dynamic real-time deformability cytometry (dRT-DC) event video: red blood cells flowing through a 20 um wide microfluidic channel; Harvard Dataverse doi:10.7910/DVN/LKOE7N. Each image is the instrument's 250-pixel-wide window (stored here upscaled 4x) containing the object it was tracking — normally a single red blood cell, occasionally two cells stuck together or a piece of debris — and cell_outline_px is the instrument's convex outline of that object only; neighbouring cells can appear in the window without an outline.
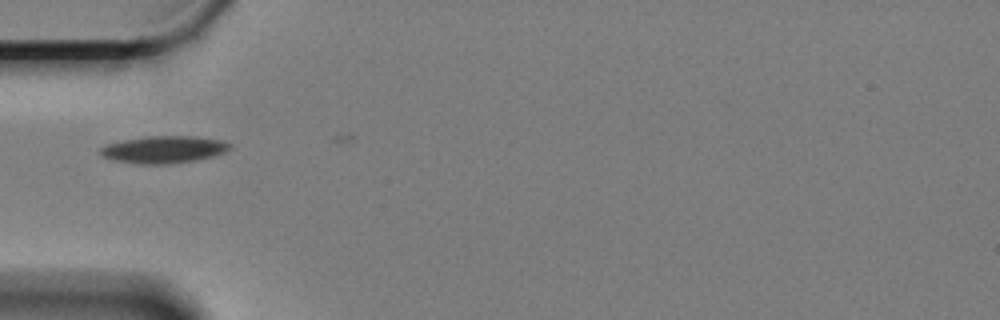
{"species": "Egyptian fruit bat (a non-hibernating species)", "species_latin": "Rousettus aegyptiacus", "temperature_condition": "cold", "stored_images_in_passage": 21, "camera_frame_rate_fps": 3000, "um_per_image_px": 0.085, "animal": {"sex": "female"}, "frame": {"image": 1, "passage_image": 2, "time_ms": 0.333, "image_size_px": [1000, 320], "cell_outline_px": [[232, 144], [224, 152], [212, 156], [196, 160], [164, 164], [140, 164], [112, 160], [100, 156], [100, 148], [104, 144], [144, 136], [196, 136], [224, 140]], "centroid_in_image_um": [13.88, 12.7], "position_along_channel_um": 71.1, "area_um2": 20.63}}
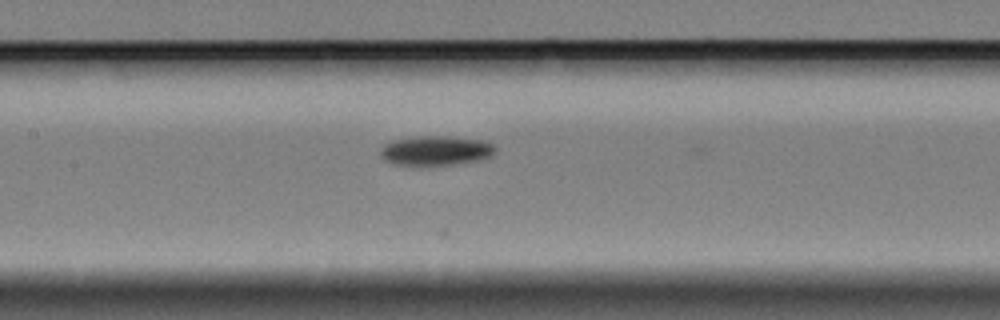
{"frame": {"image": 2, "passage_image": 11, "time_ms": 3.333, "image_size_px": [1000, 320], "cell_outline_px": [[496, 148], [488, 156], [472, 160], [444, 164], [396, 164], [388, 160], [380, 152], [380, 148], [384, 144], [396, 140], [420, 136], [452, 136], [488, 140]], "centroid_in_image_um": [37.06, 12.75], "position_along_channel_um": 170.3, "area_um2": 18.96}}
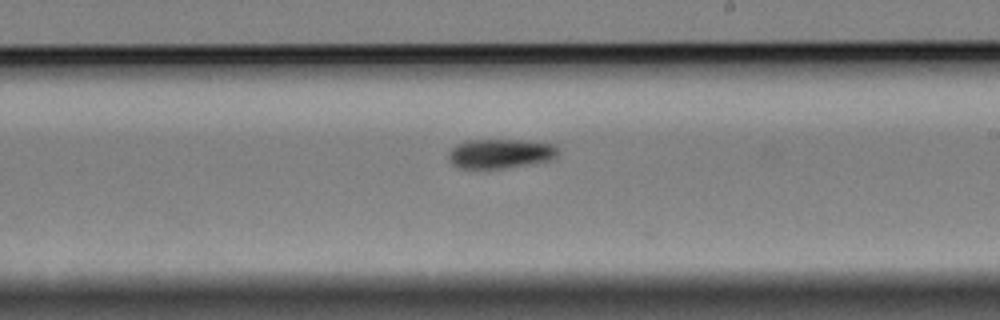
{"frame": {"image": 3, "passage_image": 18, "time_ms": 5.667, "image_size_px": [1000, 320], "cell_outline_px": [[560, 152], [556, 156], [548, 160], [504, 168], [456, 168], [448, 160], [448, 152], [456, 144], [464, 140], [528, 140], [556, 144], [560, 148]], "centroid_in_image_um": [42.52, 13.04], "position_along_channel_um": 246.5, "area_um2": 19.02}}